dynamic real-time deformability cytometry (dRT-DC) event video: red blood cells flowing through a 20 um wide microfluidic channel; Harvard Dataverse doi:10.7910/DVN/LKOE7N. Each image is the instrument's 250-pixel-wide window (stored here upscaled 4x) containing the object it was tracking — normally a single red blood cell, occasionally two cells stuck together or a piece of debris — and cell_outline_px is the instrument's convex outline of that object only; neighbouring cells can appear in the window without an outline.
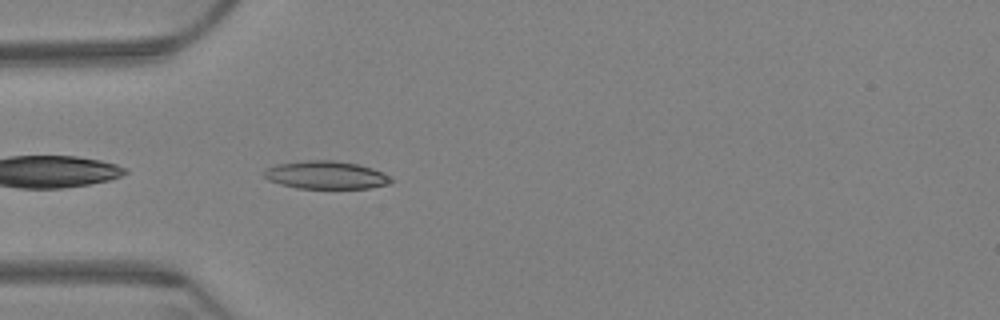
{"species": "Egyptian fruit bat (a non-hibernating species)", "species_latin": "Rousettus aegyptiacus", "temperature_condition": "warm", "stored_images_in_passage": 29, "camera_frame_rate_fps": 3000, "um_per_image_px": 0.085, "animal": {"sex": "female"}, "frame": {"image": 1, "passage_image": 2, "time_ms": 0.333, "image_size_px": [1000, 320], "cell_outline_px": [[392, 180], [388, 184], [368, 188], [296, 188], [280, 184], [268, 180], [264, 176], [264, 168], [276, 164], [308, 160], [336, 160], [356, 164], [372, 168], [384, 172]], "centroid_in_image_um": [27.67, 14.87], "position_along_channel_um": 57.3, "area_um2": 20.63}}
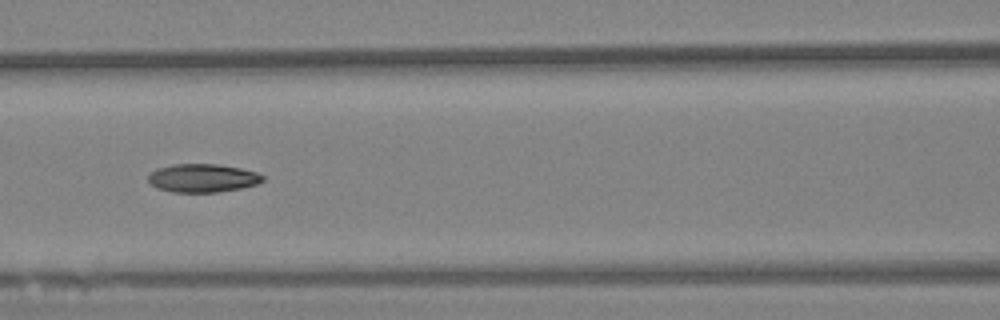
{"frame": {"image": 2, "passage_image": 11, "time_ms": 3.333, "image_size_px": [1000, 320], "cell_outline_px": [[264, 180], [256, 184], [240, 188], [216, 192], [172, 192], [156, 188], [148, 180], [148, 176], [156, 168], [172, 164], [216, 164], [240, 168], [256, 172], [264, 176]], "centroid_in_image_um": [17.2, 15.13], "position_along_channel_um": 149.4, "area_um2": 18.84}}
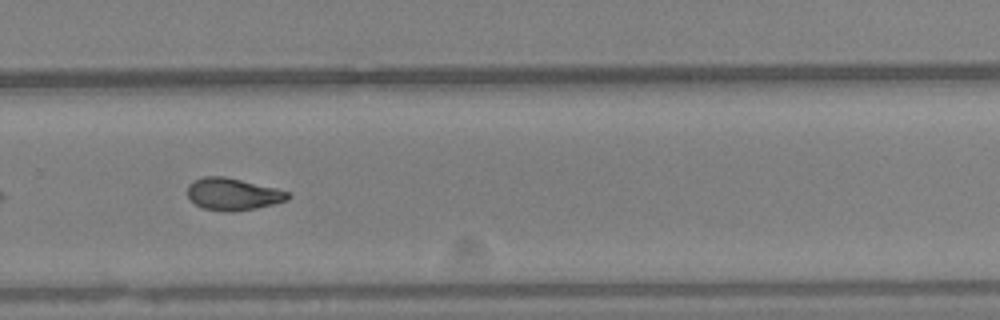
{"frame": {"image": 3, "passage_image": 26, "time_ms": 8.333, "image_size_px": [1000, 320], "cell_outline_px": [[292, 196], [288, 200], [256, 208], [232, 212], [228, 212], [204, 208], [196, 204], [188, 196], [188, 184], [204, 176], [224, 176], [276, 188], [288, 192]], "centroid_in_image_um": [19.82, 16.5], "position_along_channel_um": 310.0, "area_um2": 18.61}}